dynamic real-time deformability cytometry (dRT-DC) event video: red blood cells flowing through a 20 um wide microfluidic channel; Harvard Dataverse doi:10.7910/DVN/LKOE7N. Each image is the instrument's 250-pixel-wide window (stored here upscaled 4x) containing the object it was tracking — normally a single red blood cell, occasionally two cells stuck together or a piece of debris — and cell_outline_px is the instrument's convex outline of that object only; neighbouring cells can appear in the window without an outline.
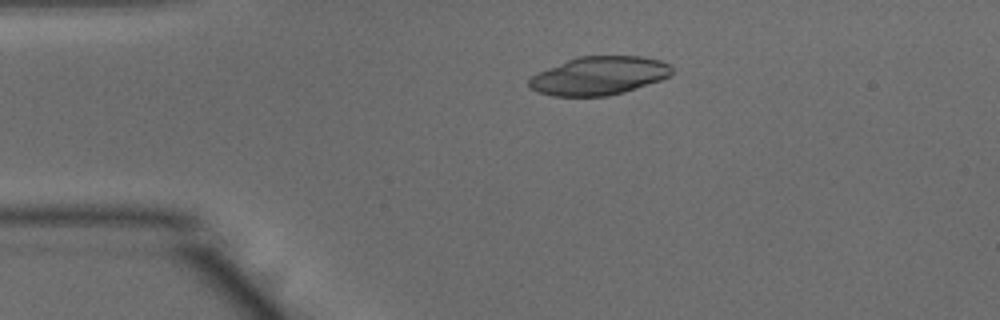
{"species": "common noctule bat (a hibernating species)", "species_latin": "Nyctalus noctula", "temperature_condition": "warm", "stored_images_in_passage": 50, "camera_frame_rate_fps": 3000, "um_per_image_px": 0.085, "animal": {"sex": "male", "body_mass_g": 15.6}, "frame": {"image": 1, "passage_image": 10, "time_ms": 3.0, "image_size_px": [1000, 320], "cell_outline_px": [[672, 72], [668, 76], [660, 80], [624, 92], [608, 96], [552, 96], [536, 92], [528, 88], [528, 80], [532, 76], [548, 68], [568, 60], [580, 56], [640, 56], [660, 60], [668, 64], [672, 68]], "centroid_in_image_um": [50.89, 6.45], "position_along_channel_um": 34.1, "area_um2": 31.79}}